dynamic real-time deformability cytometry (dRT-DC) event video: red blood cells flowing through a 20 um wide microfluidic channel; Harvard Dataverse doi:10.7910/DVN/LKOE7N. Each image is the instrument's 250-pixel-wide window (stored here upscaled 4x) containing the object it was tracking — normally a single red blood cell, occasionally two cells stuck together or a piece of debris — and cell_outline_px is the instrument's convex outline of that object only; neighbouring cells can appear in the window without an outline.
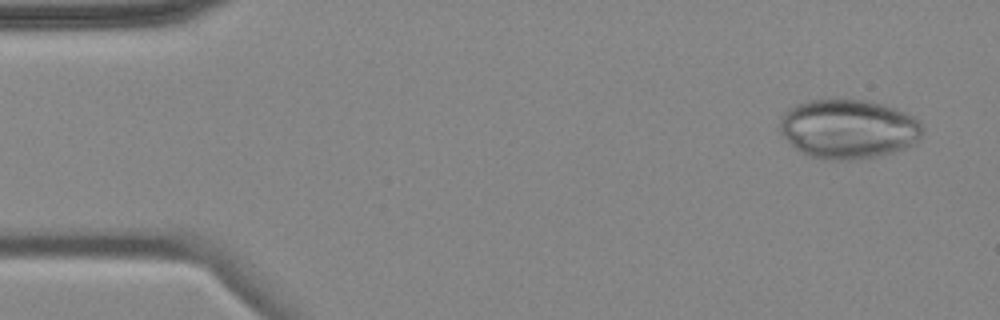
{"species": "common noctule bat (a hibernating species)", "species_latin": "Nyctalus noctula", "temperature_condition": "cold", "stored_images_in_passage": 4, "camera_frame_rate_fps": 3000, "um_per_image_px": 0.085, "animal": {"sex": "female", "body_mass_g": 18.4}, "frame": {"image": 1, "passage_image": 1, "time_ms": 0.0, "image_size_px": [1000, 320], "cell_outline_px": [[920, 136], [908, 148], [884, 156], [856, 160], [832, 160], [808, 156], [796, 148], [780, 132], [780, 116], [788, 108], [796, 104], [808, 100], [868, 100], [884, 104], [896, 108], [920, 120]], "centroid_in_image_um": [72.11, 10.97], "position_along_channel_um": 12.9, "area_um2": 49.59}}